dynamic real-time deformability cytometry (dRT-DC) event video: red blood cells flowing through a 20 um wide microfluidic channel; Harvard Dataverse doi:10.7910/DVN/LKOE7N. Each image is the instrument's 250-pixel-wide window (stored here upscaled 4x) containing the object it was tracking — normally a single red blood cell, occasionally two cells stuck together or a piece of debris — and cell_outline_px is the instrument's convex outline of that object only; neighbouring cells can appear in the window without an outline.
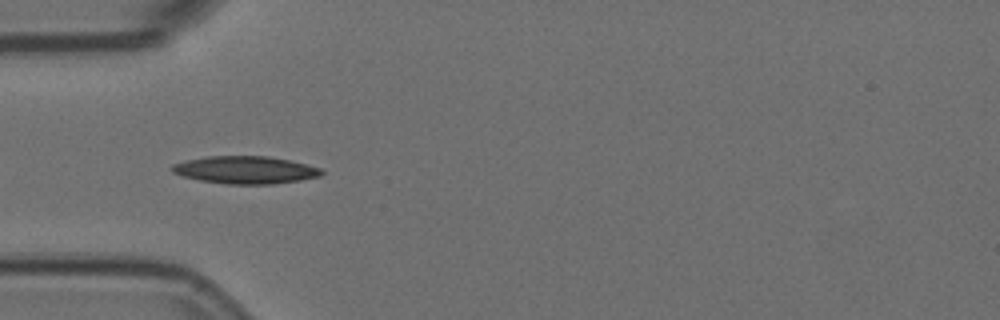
{"species": "Egyptian fruit bat (a non-hibernating species)", "species_latin": "Rousettus aegyptiacus", "temperature_condition": "room temperature", "stored_images_in_passage": 15, "camera_frame_rate_fps": 3000, "um_per_image_px": 0.085, "animal": {"sex": "female"}, "frame": {"image": 1, "passage_image": 5, "time_ms": 1.333, "image_size_px": [1000, 320], "cell_outline_px": [[324, 172], [320, 176], [300, 180], [272, 184], [224, 184], [200, 180], [184, 176], [172, 172], [168, 168], [172, 164], [184, 160], [208, 156], [268, 156], [288, 160], [320, 168]], "centroid_in_image_um": [20.8, 14.44], "position_along_channel_um": 64.2, "area_um2": 23.99}}
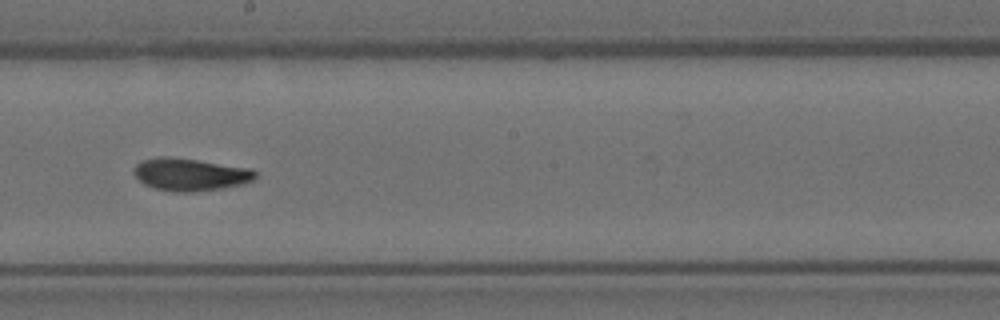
{"frame": {"image": 2, "passage_image": 9, "time_ms": 2.667, "image_size_px": [1000, 320], "cell_outline_px": [[256, 176], [252, 180], [240, 184], [224, 188], [192, 192], [176, 192], [156, 188], [144, 184], [132, 172], [136, 164], [144, 160], [160, 156], [168, 156], [252, 168], [256, 172]], "centroid_in_image_um": [16.16, 14.83], "position_along_channel_um": 232.0, "area_um2": 22.83}}
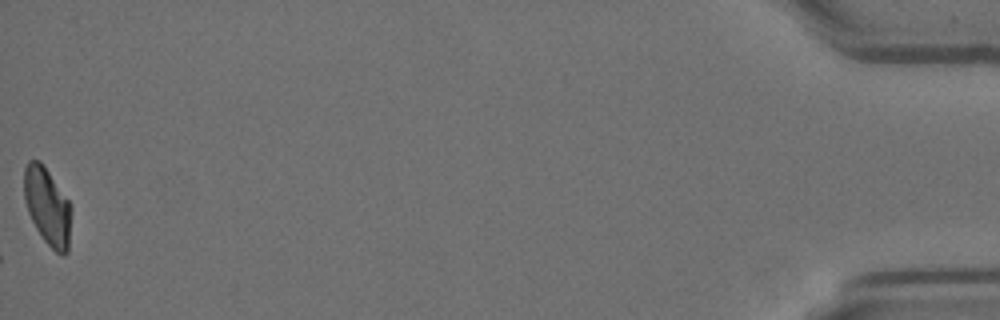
{"frame": {"image": 3, "passage_image": 15, "time_ms": 4.667, "image_size_px": [1000, 320], "cell_outline_px": [[68, 252], [64, 256], [60, 256], [44, 240], [36, 228], [28, 212], [24, 200], [24, 168], [28, 160], [40, 160], [44, 164], [68, 200]], "centroid_in_image_um": [3.97, 17.5], "position_along_channel_um": 431.2, "area_um2": 20.75}}